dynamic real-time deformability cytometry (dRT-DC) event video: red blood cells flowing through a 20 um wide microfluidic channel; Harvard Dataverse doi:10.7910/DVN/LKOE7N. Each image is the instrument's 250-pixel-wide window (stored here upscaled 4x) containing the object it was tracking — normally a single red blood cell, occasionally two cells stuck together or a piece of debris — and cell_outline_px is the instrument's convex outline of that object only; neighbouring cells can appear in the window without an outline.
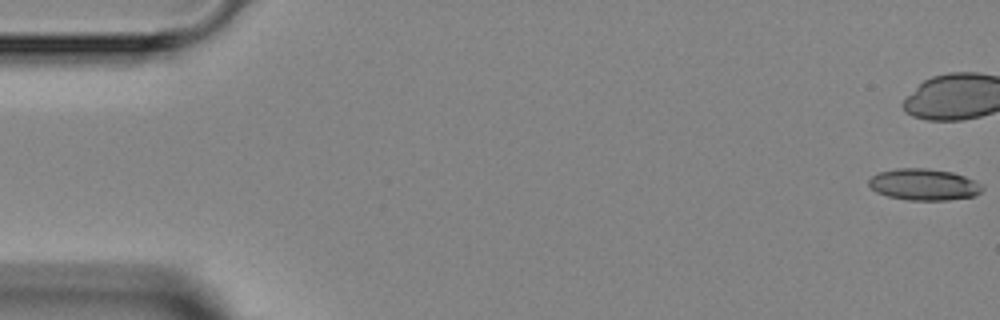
{"species": "Egyptian fruit bat (a non-hibernating species)", "species_latin": "Rousettus aegyptiacus", "temperature_condition": "room temperature", "stored_images_in_passage": 6, "camera_frame_rate_fps": 3000, "um_per_image_px": 0.085, "animal": {"sex": "female"}, "frame": {"image": 1, "passage_image": 1, "time_ms": 0.0, "image_size_px": [1000, 320], "cell_outline_px": [[984, 188], [976, 196], [948, 200], [908, 200], [888, 196], [876, 192], [868, 184], [868, 180], [872, 176], [880, 172], [896, 168], [928, 168], [952, 172], [964, 176], [980, 184]], "centroid_in_image_um": [78.52, 15.68], "position_along_channel_um": 6.5, "area_um2": 20.81}}